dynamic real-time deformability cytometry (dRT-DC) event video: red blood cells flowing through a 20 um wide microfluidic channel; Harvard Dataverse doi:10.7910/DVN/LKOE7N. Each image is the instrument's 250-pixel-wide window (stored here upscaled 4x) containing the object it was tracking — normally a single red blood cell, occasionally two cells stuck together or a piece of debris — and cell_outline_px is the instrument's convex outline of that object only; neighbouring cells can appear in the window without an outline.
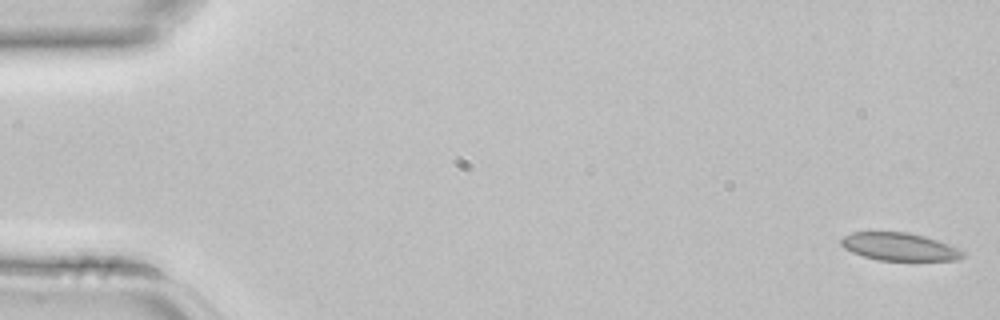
{"species": "common noctule bat (a hibernating species)", "species_latin": "Nyctalus noctula", "temperature_condition": "room temperature", "stored_images_in_passage": 5, "segment_of_instrument_passage": [2, 2], "camera_frame_rate_fps": 3000, "um_per_image_px": 0.085, "animal": {"sex": "female", "body_mass_g": 22.7, "forearm_length_mm": 54.2}, "frame": {"image": 1, "passage_image": 5, "time_ms": 1.333, "image_size_px": [1000, 320], "cell_outline_px": [[964, 256], [956, 260], [876, 260], [852, 252], [844, 248], [840, 244], [840, 240], [844, 236], [852, 232], [908, 232], [924, 236], [948, 244], [964, 252]], "centroid_in_image_um": [76.41, 20.97], "position_along_channel_um": 8.6, "area_um2": 19.54}}